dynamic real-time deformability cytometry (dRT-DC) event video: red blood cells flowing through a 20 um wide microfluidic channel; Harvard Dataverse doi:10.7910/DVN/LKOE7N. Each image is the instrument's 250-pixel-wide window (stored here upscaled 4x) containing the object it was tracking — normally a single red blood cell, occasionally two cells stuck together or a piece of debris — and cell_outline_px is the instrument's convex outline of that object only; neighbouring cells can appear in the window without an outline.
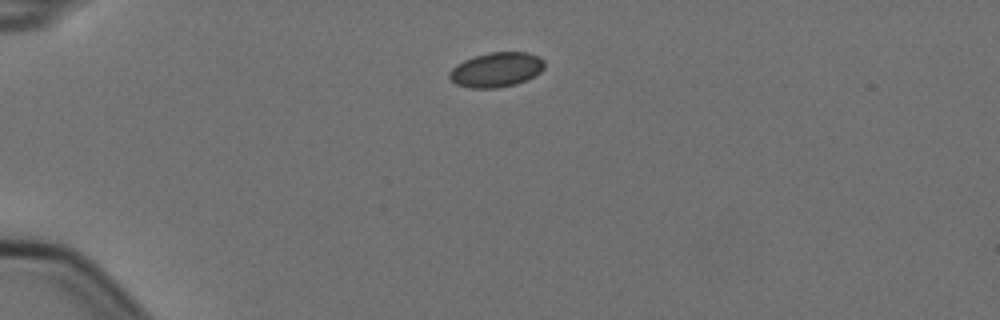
{"species": "Egyptian fruit bat (a non-hibernating species)", "species_latin": "Rousettus aegyptiacus", "temperature_condition": "cold", "stored_images_in_passage": 3, "camera_frame_rate_fps": 3000, "um_per_image_px": 0.085, "animal": {"sex": "female"}, "frame": {"image": 1, "passage_image": 1, "time_ms": 0.0, "image_size_px": [1000, 320], "cell_outline_px": [[544, 68], [540, 72], [528, 80], [516, 84], [496, 88], [468, 88], [456, 84], [448, 76], [448, 72], [456, 64], [464, 60], [476, 56], [492, 52], [528, 52], [540, 56], [544, 60]], "centroid_in_image_um": [42.2, 5.93], "position_along_channel_um": 42.8, "area_um2": 19.36}}